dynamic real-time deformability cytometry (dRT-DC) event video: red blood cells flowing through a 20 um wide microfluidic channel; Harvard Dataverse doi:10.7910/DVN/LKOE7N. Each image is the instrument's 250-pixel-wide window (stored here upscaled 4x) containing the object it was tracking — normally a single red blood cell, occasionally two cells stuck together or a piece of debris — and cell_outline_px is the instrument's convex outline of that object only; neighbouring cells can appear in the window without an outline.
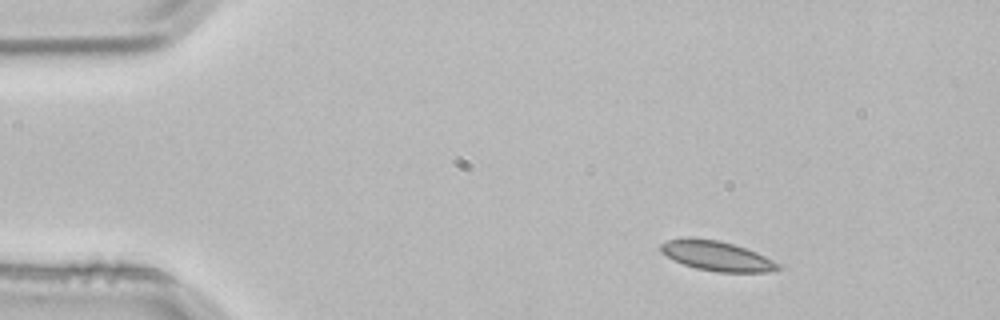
{"species": "common noctule bat (a hibernating species)", "species_latin": "Nyctalus noctula", "temperature_condition": "room temperature", "stored_images_in_passage": 2, "camera_frame_rate_fps": 3000, "um_per_image_px": 0.085, "animal": {"sex": "male", "body_mass_g": 21.5, "forearm_length_mm": 52.0}, "frame": {"image": 1, "passage_image": 1, "time_ms": 0.0, "image_size_px": [1000, 320], "cell_outline_px": [[784, 268], [776, 272], [716, 272], [696, 268], [672, 260], [660, 248], [660, 244], [668, 240], [688, 236], [720, 240], [756, 252], [780, 264]], "centroid_in_image_um": [60.95, 21.75], "position_along_channel_um": 24.0, "area_um2": 20.52}}